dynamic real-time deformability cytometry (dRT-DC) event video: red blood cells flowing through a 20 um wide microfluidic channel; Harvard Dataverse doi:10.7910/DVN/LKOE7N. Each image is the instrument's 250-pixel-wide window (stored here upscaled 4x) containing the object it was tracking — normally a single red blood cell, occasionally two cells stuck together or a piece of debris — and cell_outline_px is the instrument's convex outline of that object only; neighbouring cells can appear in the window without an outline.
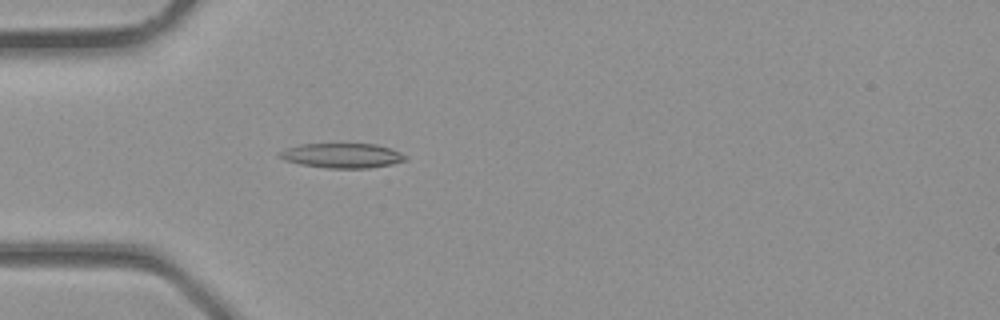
{"species": "common noctule bat (a hibernating species)", "species_latin": "Nyctalus noctula", "temperature_condition": "room temperature", "stored_images_in_passage": 2, "camera_frame_rate_fps": 3000, "um_per_image_px": 0.085, "animal": {"sex": "male", "body_mass_g": 23.1, "forearm_length_mm": 52.7}, "frame": {"image": 1, "passage_image": 2, "time_ms": 0.333, "image_size_px": [1000, 320], "cell_outline_px": [[408, 160], [392, 164], [368, 168], [328, 168], [300, 164], [284, 160], [276, 156], [276, 152], [284, 148], [300, 144], [376, 144], [392, 148], [408, 156]], "centroid_in_image_um": [29.06, 13.22], "position_along_channel_um": 55.9, "area_um2": 18.44}}